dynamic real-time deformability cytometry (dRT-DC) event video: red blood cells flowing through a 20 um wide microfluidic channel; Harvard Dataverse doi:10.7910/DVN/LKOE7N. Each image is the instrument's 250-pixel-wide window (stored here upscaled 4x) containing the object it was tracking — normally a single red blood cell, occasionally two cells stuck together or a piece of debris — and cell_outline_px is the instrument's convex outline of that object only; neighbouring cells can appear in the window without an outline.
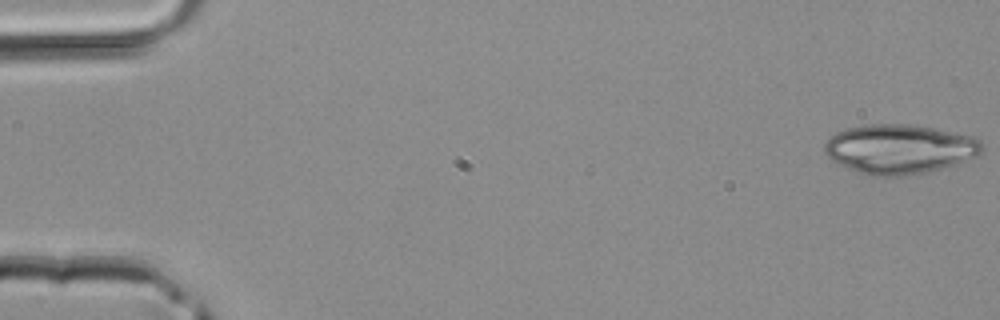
{"species": "common noctule bat (a hibernating species)", "species_latin": "Nyctalus noctula", "temperature_condition": "room temperature", "stored_images_in_passage": 43, "camera_frame_rate_fps": 3000, "um_per_image_px": 0.085, "animal": {"sex": "male", "body_mass_g": 20.4}, "frame": {"image": 1, "passage_image": 1, "time_ms": 0.0, "image_size_px": [1000, 320], "cell_outline_px": [[984, 152], [980, 156], [956, 164], [924, 172], [904, 176], [868, 176], [856, 172], [836, 164], [824, 152], [824, 144], [836, 132], [844, 128], [868, 124], [912, 124], [972, 136], [980, 140], [984, 144]], "centroid_in_image_um": [76.46, 12.67], "position_along_channel_um": 8.5, "area_um2": 45.84}}
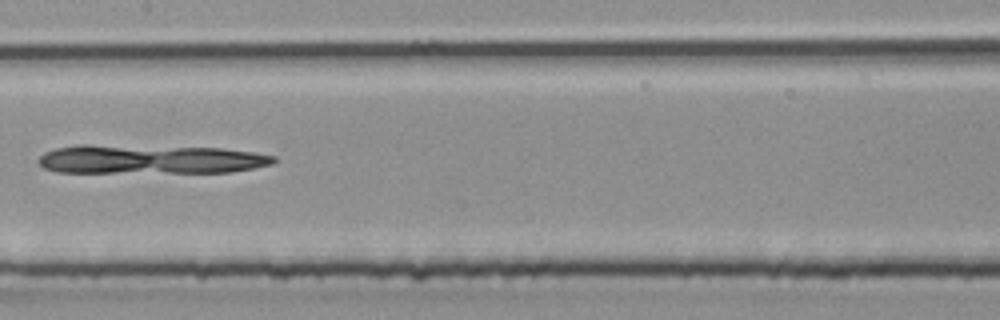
{"frame": {"image": 2, "passage_image": 22, "time_ms": 7.0, "image_size_px": [1000, 320], "cell_outline_px": [[276, 160], [272, 164], [252, 168], [228, 172], [56, 172], [44, 168], [36, 160], [44, 152], [56, 148], [76, 144], [88, 144], [220, 148], [252, 152], [276, 156]], "centroid_in_image_um": [12.7, 13.53], "position_along_channel_um": 194.7, "area_um2": 39.88}}
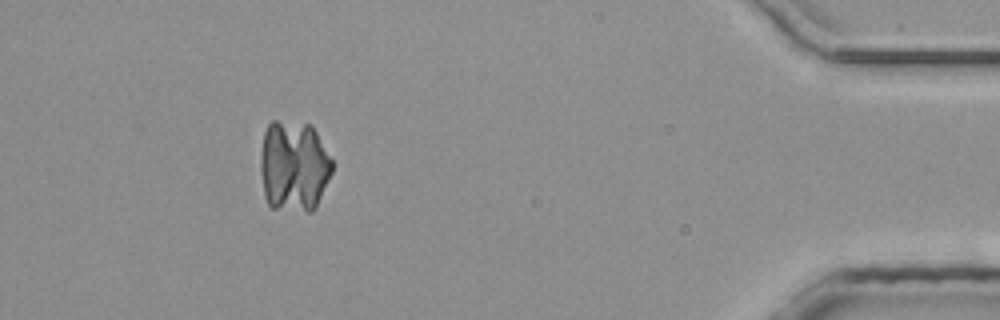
{"frame": {"image": 3, "passage_image": 39, "time_ms": 12.667, "image_size_px": [1000, 320], "cell_outline_px": [[332, 172], [316, 208], [312, 212], [308, 212], [272, 208], [268, 204], [264, 196], [260, 172], [260, 160], [264, 132], [268, 124], [272, 120], [276, 120], [312, 124], [332, 160]], "centroid_in_image_um": [24.97, 14.13], "position_along_channel_um": 410.2, "area_um2": 38.67}}